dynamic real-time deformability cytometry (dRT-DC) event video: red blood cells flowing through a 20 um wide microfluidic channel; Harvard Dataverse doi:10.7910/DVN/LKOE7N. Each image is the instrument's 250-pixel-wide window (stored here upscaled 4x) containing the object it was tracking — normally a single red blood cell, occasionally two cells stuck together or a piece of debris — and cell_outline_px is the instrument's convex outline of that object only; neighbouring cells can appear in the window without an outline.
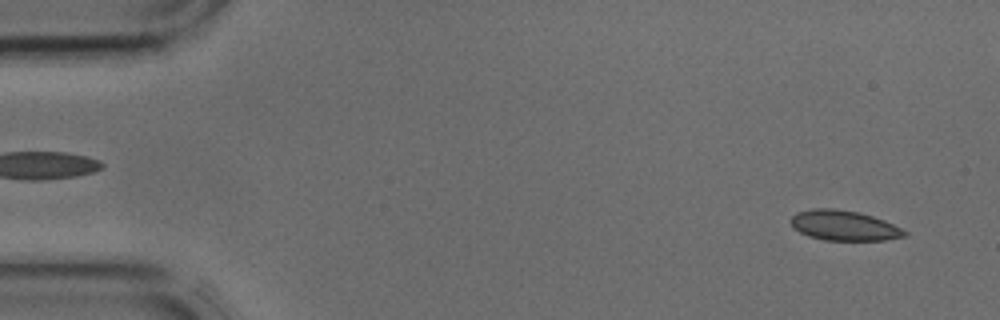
{"species": "common noctule bat (a hibernating species)", "species_latin": "Nyctalus noctula", "temperature_condition": "cold", "stored_images_in_passage": 42, "camera_frame_rate_fps": 3000, "um_per_image_px": 0.085, "animal": {"sex": "male", "body_mass_g": 17.9, "forearm_length_mm": 54.2}, "frame": {"image": 1, "passage_image": 2, "time_ms": 0.333, "image_size_px": [1000, 320], "cell_outline_px": [[908, 236], [884, 240], [824, 240], [808, 236], [792, 228], [788, 220], [796, 212], [812, 208], [832, 208], [860, 212], [884, 220], [908, 232]], "centroid_in_image_um": [71.69, 19.16], "position_along_channel_um": 13.3, "area_um2": 20.17}}
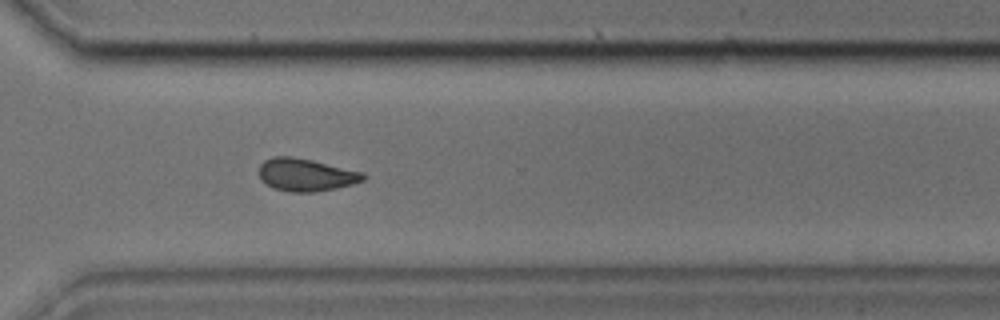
{"frame": {"image": 2, "passage_image": 30, "time_ms": 9.667, "image_size_px": [1000, 320], "cell_outline_px": [[368, 176], [364, 180], [352, 184], [336, 188], [312, 192], [292, 192], [276, 188], [268, 184], [260, 176], [260, 164], [264, 160], [272, 156], [292, 156], [312, 160], [364, 172]], "centroid_in_image_um": [26.05, 14.84], "position_along_channel_um": 344.6, "area_um2": 19.65}}
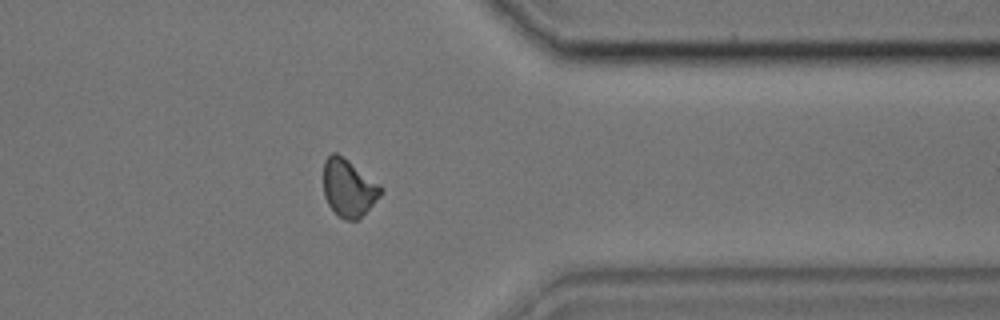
{"frame": {"image": 3, "passage_image": 33, "time_ms": 10.667, "image_size_px": [1000, 320], "cell_outline_px": [[384, 192], [356, 220], [344, 220], [336, 216], [328, 204], [324, 196], [324, 160], [332, 152], [336, 152], [348, 160], [380, 184], [384, 188]], "centroid_in_image_um": [29.62, 15.97], "position_along_channel_um": 381.8, "area_um2": 19.19}}